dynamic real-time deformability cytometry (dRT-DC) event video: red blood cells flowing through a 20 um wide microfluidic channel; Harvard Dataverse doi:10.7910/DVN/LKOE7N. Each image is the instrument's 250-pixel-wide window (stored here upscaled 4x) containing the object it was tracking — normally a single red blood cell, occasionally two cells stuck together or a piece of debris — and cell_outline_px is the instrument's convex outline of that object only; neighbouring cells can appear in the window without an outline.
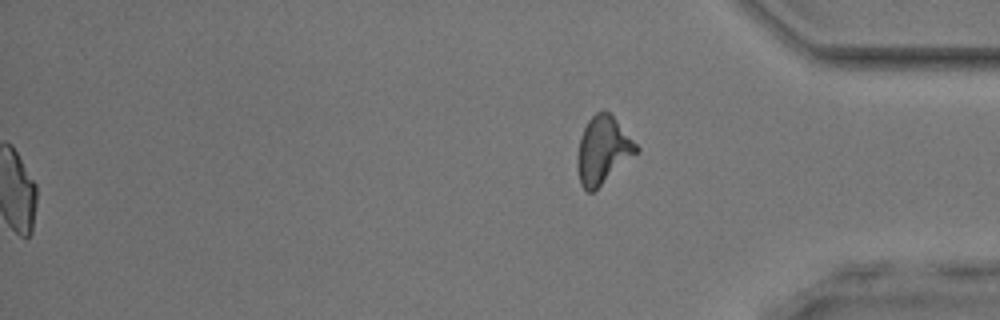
{"species": "common noctule bat (a hibernating species)", "species_latin": "Nyctalus noctula", "temperature_condition": "room temperature", "stored_images_in_passage": 55, "segment_of_instrument_passage": [2, 2], "camera_frame_rate_fps": 3000, "um_per_image_px": 0.085, "animal": {"sex": "male", "body_mass_g": 17.9, "forearm_length_mm": 54.2}, "frame": {"image": 1, "passage_image": 55, "time_ms": 18.0, "image_size_px": [1000, 320], "cell_outline_px": [[636, 152], [592, 192], [588, 192], [584, 188], [580, 180], [580, 140], [584, 128], [592, 116], [600, 112], [608, 112], [612, 116], [636, 144]], "centroid_in_image_um": [51.25, 12.74], "position_along_channel_um": 383.9, "area_um2": 21.21}}